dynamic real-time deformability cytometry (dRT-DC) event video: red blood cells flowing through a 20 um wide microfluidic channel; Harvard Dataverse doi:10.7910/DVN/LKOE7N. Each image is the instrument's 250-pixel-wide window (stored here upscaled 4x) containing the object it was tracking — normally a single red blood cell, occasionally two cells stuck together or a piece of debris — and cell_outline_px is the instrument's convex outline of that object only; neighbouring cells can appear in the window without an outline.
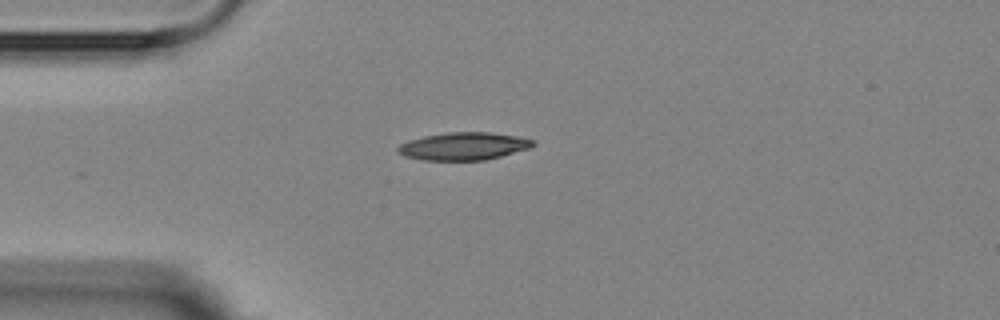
{"species": "Egyptian fruit bat (a non-hibernating species)", "species_latin": "Rousettus aegyptiacus", "temperature_condition": "room temperature", "stored_images_in_passage": 1, "camera_frame_rate_fps": 3000, "um_per_image_px": 0.085, "animal": {"sex": "female"}, "frame": {"image": 1, "passage_image": 1, "time_ms": 0.0, "image_size_px": [1000, 320], "cell_outline_px": [[536, 144], [528, 148], [500, 156], [484, 160], [424, 160], [404, 156], [396, 148], [400, 144], [408, 140], [424, 136], [448, 132], [488, 132], [516, 136], [536, 140]], "centroid_in_image_um": [39.4, 12.42], "position_along_channel_um": 45.6, "area_um2": 21.62}}